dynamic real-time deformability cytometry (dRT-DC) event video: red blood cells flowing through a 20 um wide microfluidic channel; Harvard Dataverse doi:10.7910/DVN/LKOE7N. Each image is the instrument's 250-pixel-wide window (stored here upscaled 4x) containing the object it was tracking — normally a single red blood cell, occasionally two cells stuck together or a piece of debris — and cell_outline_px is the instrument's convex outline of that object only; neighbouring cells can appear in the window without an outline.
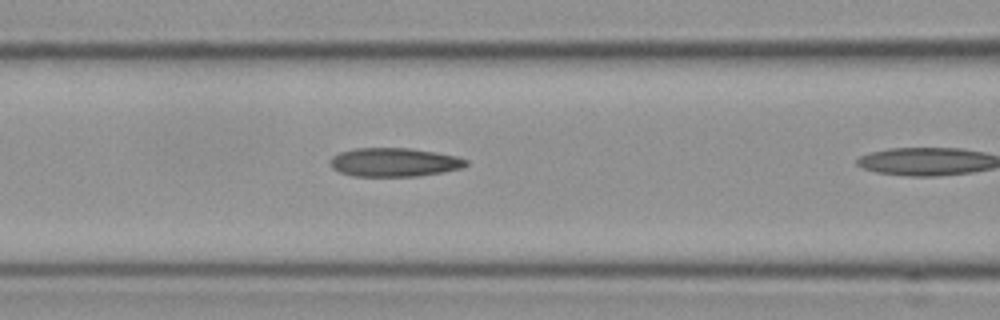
{"species": "Egyptian fruit bat (a non-hibernating species)", "species_latin": "Rousettus aegyptiacus", "temperature_condition": "cold", "stored_images_in_passage": 10, "camera_frame_rate_fps": 3000, "um_per_image_px": 0.085, "frame": {"image": 1, "passage_image": 9, "time_ms": 2.667, "image_size_px": [1000, 320], "cell_outline_px": [[468, 164], [464, 168], [444, 172], [416, 176], [352, 176], [340, 172], [332, 168], [328, 160], [332, 156], [340, 152], [356, 148], [412, 148], [436, 152], [456, 156], [468, 160]], "centroid_in_image_um": [33.52, 13.79], "position_along_channel_um": 133.1, "area_um2": 22.95}}